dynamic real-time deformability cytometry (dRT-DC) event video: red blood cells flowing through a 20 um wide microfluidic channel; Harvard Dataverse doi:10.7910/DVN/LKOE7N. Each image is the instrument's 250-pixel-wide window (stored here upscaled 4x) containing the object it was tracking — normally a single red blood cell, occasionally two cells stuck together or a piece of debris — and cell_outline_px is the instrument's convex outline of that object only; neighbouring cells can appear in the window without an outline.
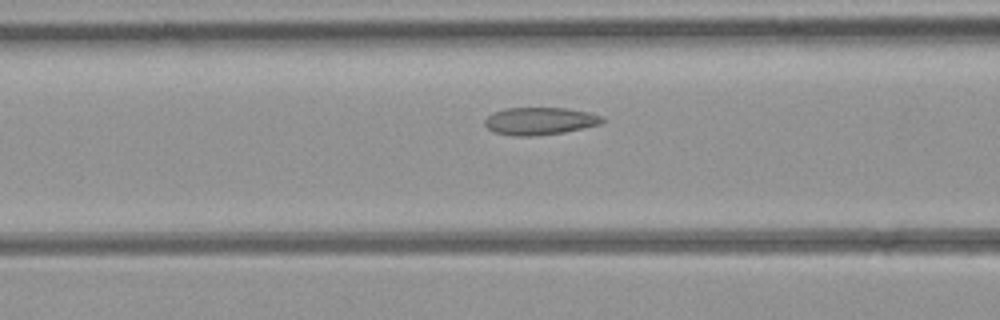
{"species": "common noctule bat (a hibernating species)", "species_latin": "Nyctalus noctula", "temperature_condition": "room temperature", "stored_images_in_passage": 33, "camera_frame_rate_fps": 3000, "um_per_image_px": 0.085, "animal": {"sex": "female", "body_mass_g": 21.9}, "frame": {"image": 1, "passage_image": 12, "time_ms": 3.667, "image_size_px": [1000, 320], "cell_outline_px": [[604, 120], [600, 124], [564, 132], [528, 136], [512, 136], [496, 132], [488, 128], [484, 124], [484, 120], [492, 112], [508, 108], [568, 108], [588, 112], [604, 116]], "centroid_in_image_um": [45.88, 10.28], "position_along_channel_um": 120.7, "area_um2": 18.73}}
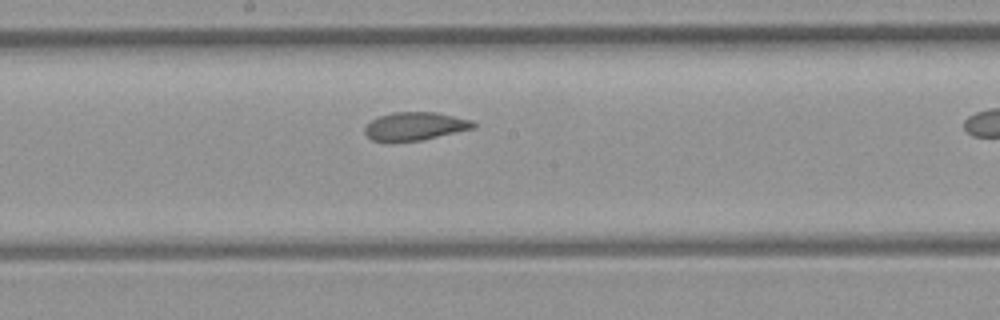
{"frame": {"image": 2, "passage_image": 19, "time_ms": 6.0, "image_size_px": [1000, 320], "cell_outline_px": [[476, 128], [420, 140], [384, 144], [372, 140], [364, 132], [364, 128], [372, 120], [380, 116], [392, 112], [436, 112], [472, 120], [476, 124]], "centroid_in_image_um": [35.25, 10.75], "position_along_channel_um": 213.0, "area_um2": 18.15}}
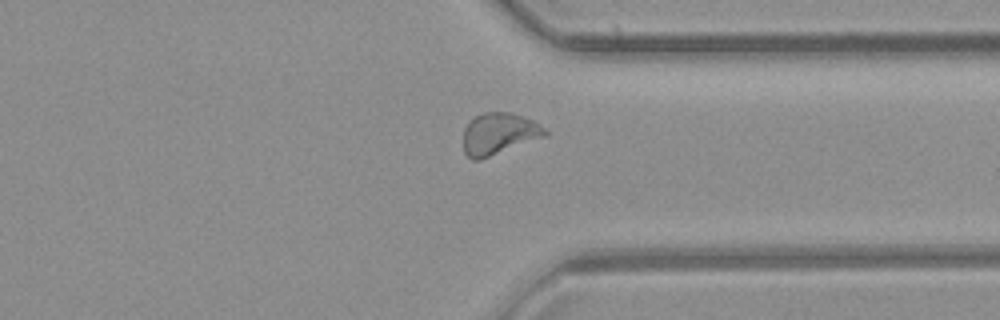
{"frame": {"image": 3, "passage_image": 31, "time_ms": 10.0, "image_size_px": [1000, 320], "cell_outline_px": [[548, 136], [480, 160], [472, 160], [464, 152], [464, 128], [468, 120], [484, 112], [512, 112], [532, 120], [540, 124], [548, 132]], "centroid_in_image_um": [42.42, 11.37], "position_along_channel_um": 369.0, "area_um2": 20.11}}